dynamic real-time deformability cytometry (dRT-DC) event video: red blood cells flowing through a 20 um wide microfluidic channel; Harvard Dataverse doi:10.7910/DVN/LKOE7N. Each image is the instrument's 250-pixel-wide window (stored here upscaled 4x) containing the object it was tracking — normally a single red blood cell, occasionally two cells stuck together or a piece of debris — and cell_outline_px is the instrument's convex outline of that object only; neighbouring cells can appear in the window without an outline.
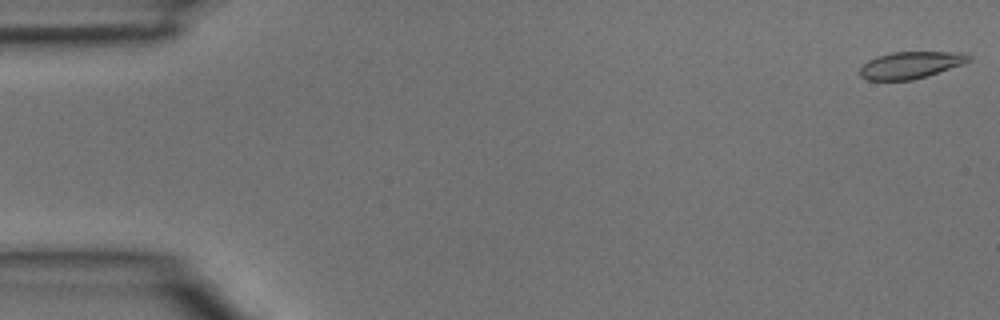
{"species": "common noctule bat (a hibernating species)", "species_latin": "Nyctalus noctula", "temperature_condition": "room temperature", "stored_images_in_passage": 4, "camera_frame_rate_fps": 3000, "um_per_image_px": 0.085, "animal": {"sex": "male", "body_mass_g": 15.6}, "frame": {"image": 1, "passage_image": 1, "time_ms": 0.0, "image_size_px": [1000, 320], "cell_outline_px": [[972, 60], [964, 64], [928, 76], [912, 80], [868, 80], [860, 76], [860, 68], [868, 60], [876, 56], [892, 52], [968, 52], [972, 56]], "centroid_in_image_um": [77.47, 5.52], "position_along_channel_um": 7.5, "area_um2": 17.34}}
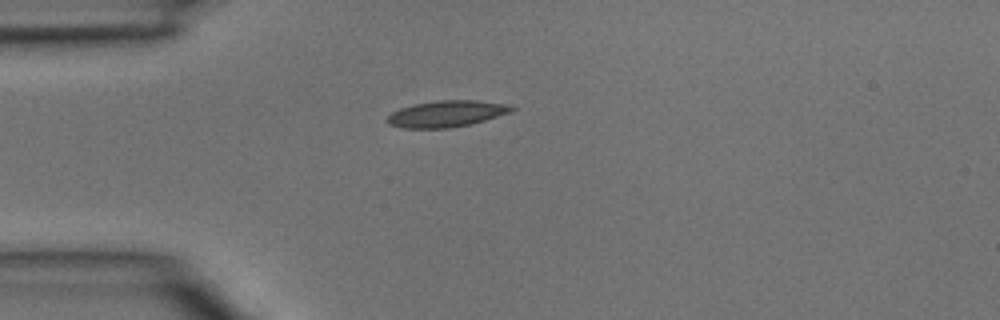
{"frame": {"image": 2, "passage_image": 4, "time_ms": 1.0, "image_size_px": [1000, 320], "cell_outline_px": [[516, 108], [512, 112], [484, 120], [468, 124], [448, 128], [404, 128], [388, 124], [384, 120], [392, 112], [400, 108], [412, 104], [436, 100], [476, 100], [512, 104]], "centroid_in_image_um": [37.96, 9.65], "position_along_channel_um": 47.0, "area_um2": 19.31}}